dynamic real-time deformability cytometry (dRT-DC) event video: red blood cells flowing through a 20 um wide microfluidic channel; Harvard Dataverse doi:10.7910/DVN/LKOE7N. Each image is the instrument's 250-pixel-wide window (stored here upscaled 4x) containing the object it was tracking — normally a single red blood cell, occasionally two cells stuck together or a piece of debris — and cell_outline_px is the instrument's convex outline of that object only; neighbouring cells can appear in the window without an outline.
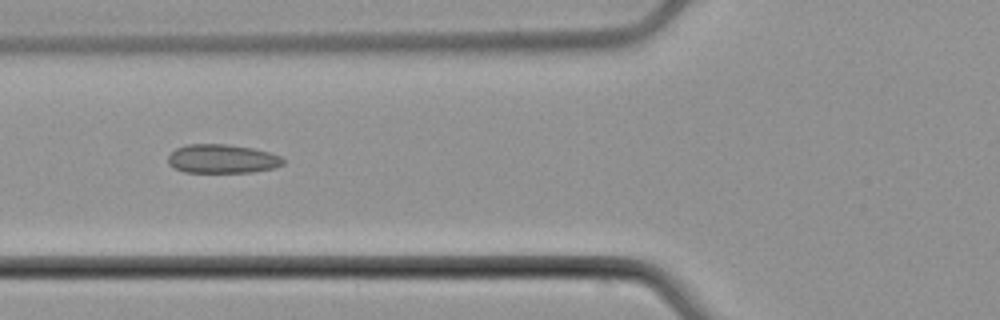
{"species": "common noctule bat (a hibernating species)", "species_latin": "Nyctalus noctula", "temperature_condition": "cold", "stored_images_in_passage": 4, "camera_frame_rate_fps": 3000, "um_per_image_px": 0.085, "animal": {"sex": "male", "body_mass_g": 21.5, "forearm_length_mm": 52.0}, "frame": {"image": 1, "passage_image": 3, "time_ms": 2.333, "image_size_px": [1000, 320], "cell_outline_px": [[284, 164], [276, 168], [252, 172], [184, 172], [168, 164], [168, 156], [176, 148], [188, 144], [228, 144], [252, 148], [268, 152], [280, 156], [284, 160]], "centroid_in_image_um": [18.9, 13.5], "position_along_channel_um": 106.9, "area_um2": 19.36}}
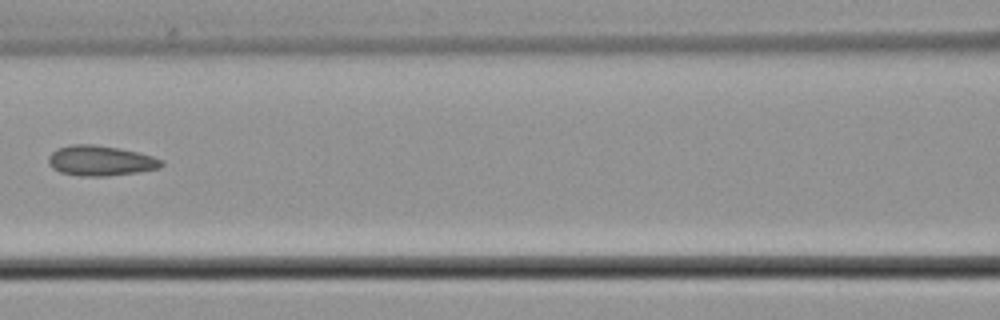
{"frame": {"image": 2, "passage_image": 4, "time_ms": 3.667, "image_size_px": [1000, 320], "cell_outline_px": [[164, 164], [160, 168], [136, 172], [108, 176], [80, 176], [60, 172], [52, 168], [48, 164], [48, 156], [52, 152], [60, 148], [72, 144], [92, 144], [120, 148], [152, 156], [164, 160]], "centroid_in_image_um": [8.54, 13.66], "position_along_channel_um": 158.1, "area_um2": 19.88}}